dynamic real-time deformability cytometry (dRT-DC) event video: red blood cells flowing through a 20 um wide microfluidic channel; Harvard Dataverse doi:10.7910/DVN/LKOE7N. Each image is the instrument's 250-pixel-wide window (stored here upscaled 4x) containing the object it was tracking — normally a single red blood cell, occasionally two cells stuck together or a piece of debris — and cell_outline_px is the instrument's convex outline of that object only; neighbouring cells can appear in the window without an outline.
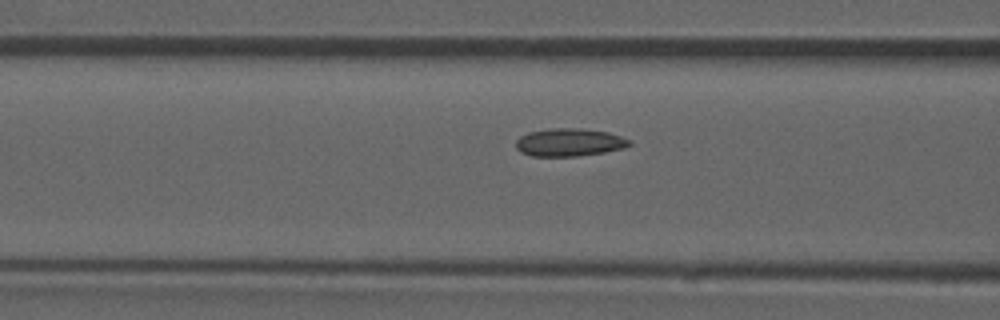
{"species": "common noctule bat (a hibernating species)", "species_latin": "Nyctalus noctula", "temperature_condition": "room temperature", "stored_images_in_passage": 48, "camera_frame_rate_fps": 3000, "um_per_image_px": 0.085, "animal": {"sex": "male", "forearm_length_mm": 52.5}, "frame": {"image": 1, "passage_image": 21, "time_ms": 6.667, "image_size_px": [1000, 320], "cell_outline_px": [[632, 144], [624, 148], [604, 152], [576, 156], [532, 156], [520, 152], [516, 148], [516, 140], [520, 136], [528, 132], [552, 128], [580, 128], [608, 132], [632, 140]], "centroid_in_image_um": [48.39, 12.1], "position_along_channel_um": 118.2, "area_um2": 18.5}, "authors_computed_cell_mechanics": {"area_um2": 18.0625, "velocity_mm_per_s": 3.8709, "shape_relaxation_time_tau1_ms": null, "shape_relaxation_time_tau2_ms": 3.3328, "deformation_change_tau1": null, "deformation_change_tau2": 0.0879}}